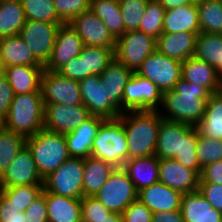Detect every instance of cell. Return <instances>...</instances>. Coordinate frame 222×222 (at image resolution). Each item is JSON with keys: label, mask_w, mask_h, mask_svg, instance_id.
<instances>
[{"label": "cell", "mask_w": 222, "mask_h": 222, "mask_svg": "<svg viewBox=\"0 0 222 222\" xmlns=\"http://www.w3.org/2000/svg\"><path fill=\"white\" fill-rule=\"evenodd\" d=\"M198 131L194 126L173 120L161 119L155 156L159 159H175L199 176L202 168L197 160Z\"/></svg>", "instance_id": "1"}, {"label": "cell", "mask_w": 222, "mask_h": 222, "mask_svg": "<svg viewBox=\"0 0 222 222\" xmlns=\"http://www.w3.org/2000/svg\"><path fill=\"white\" fill-rule=\"evenodd\" d=\"M212 93L205 87L181 78L173 90L162 93V118L196 126L204 117Z\"/></svg>", "instance_id": "2"}, {"label": "cell", "mask_w": 222, "mask_h": 222, "mask_svg": "<svg viewBox=\"0 0 222 222\" xmlns=\"http://www.w3.org/2000/svg\"><path fill=\"white\" fill-rule=\"evenodd\" d=\"M123 122L128 142V159L155 154L162 116L158 110L124 111Z\"/></svg>", "instance_id": "3"}, {"label": "cell", "mask_w": 222, "mask_h": 222, "mask_svg": "<svg viewBox=\"0 0 222 222\" xmlns=\"http://www.w3.org/2000/svg\"><path fill=\"white\" fill-rule=\"evenodd\" d=\"M44 101L41 91L15 95L4 127L15 133L30 137L43 129Z\"/></svg>", "instance_id": "4"}, {"label": "cell", "mask_w": 222, "mask_h": 222, "mask_svg": "<svg viewBox=\"0 0 222 222\" xmlns=\"http://www.w3.org/2000/svg\"><path fill=\"white\" fill-rule=\"evenodd\" d=\"M26 146L30 149L43 180L71 157L64 134L45 129L27 137Z\"/></svg>", "instance_id": "5"}, {"label": "cell", "mask_w": 222, "mask_h": 222, "mask_svg": "<svg viewBox=\"0 0 222 222\" xmlns=\"http://www.w3.org/2000/svg\"><path fill=\"white\" fill-rule=\"evenodd\" d=\"M90 157L101 159L122 168L128 160V142L123 122L119 117L106 118L93 140Z\"/></svg>", "instance_id": "6"}, {"label": "cell", "mask_w": 222, "mask_h": 222, "mask_svg": "<svg viewBox=\"0 0 222 222\" xmlns=\"http://www.w3.org/2000/svg\"><path fill=\"white\" fill-rule=\"evenodd\" d=\"M83 158H68L59 168L44 179L43 188L52 194L82 199L83 177H84Z\"/></svg>", "instance_id": "7"}, {"label": "cell", "mask_w": 222, "mask_h": 222, "mask_svg": "<svg viewBox=\"0 0 222 222\" xmlns=\"http://www.w3.org/2000/svg\"><path fill=\"white\" fill-rule=\"evenodd\" d=\"M157 39L139 30L126 31L116 39L114 58L136 72L143 61L156 50Z\"/></svg>", "instance_id": "8"}, {"label": "cell", "mask_w": 222, "mask_h": 222, "mask_svg": "<svg viewBox=\"0 0 222 222\" xmlns=\"http://www.w3.org/2000/svg\"><path fill=\"white\" fill-rule=\"evenodd\" d=\"M138 192L123 168H115L108 180L94 195L109 211L122 212L137 200Z\"/></svg>", "instance_id": "9"}, {"label": "cell", "mask_w": 222, "mask_h": 222, "mask_svg": "<svg viewBox=\"0 0 222 222\" xmlns=\"http://www.w3.org/2000/svg\"><path fill=\"white\" fill-rule=\"evenodd\" d=\"M136 73L149 79L164 93L173 90L181 79L182 62L155 50L143 61Z\"/></svg>", "instance_id": "10"}, {"label": "cell", "mask_w": 222, "mask_h": 222, "mask_svg": "<svg viewBox=\"0 0 222 222\" xmlns=\"http://www.w3.org/2000/svg\"><path fill=\"white\" fill-rule=\"evenodd\" d=\"M162 92L149 79L133 73L123 92V111L160 110Z\"/></svg>", "instance_id": "11"}, {"label": "cell", "mask_w": 222, "mask_h": 222, "mask_svg": "<svg viewBox=\"0 0 222 222\" xmlns=\"http://www.w3.org/2000/svg\"><path fill=\"white\" fill-rule=\"evenodd\" d=\"M41 93L44 104H83L79 81L63 77L58 72L44 70L41 78Z\"/></svg>", "instance_id": "12"}, {"label": "cell", "mask_w": 222, "mask_h": 222, "mask_svg": "<svg viewBox=\"0 0 222 222\" xmlns=\"http://www.w3.org/2000/svg\"><path fill=\"white\" fill-rule=\"evenodd\" d=\"M64 23L26 20L19 36L26 42L34 56L45 65L50 58L59 26Z\"/></svg>", "instance_id": "13"}, {"label": "cell", "mask_w": 222, "mask_h": 222, "mask_svg": "<svg viewBox=\"0 0 222 222\" xmlns=\"http://www.w3.org/2000/svg\"><path fill=\"white\" fill-rule=\"evenodd\" d=\"M91 116L83 105L44 104L43 129L60 134L74 131L83 121Z\"/></svg>", "instance_id": "14"}, {"label": "cell", "mask_w": 222, "mask_h": 222, "mask_svg": "<svg viewBox=\"0 0 222 222\" xmlns=\"http://www.w3.org/2000/svg\"><path fill=\"white\" fill-rule=\"evenodd\" d=\"M69 24L80 36L84 46L115 48L116 39L91 10L76 16Z\"/></svg>", "instance_id": "15"}, {"label": "cell", "mask_w": 222, "mask_h": 222, "mask_svg": "<svg viewBox=\"0 0 222 222\" xmlns=\"http://www.w3.org/2000/svg\"><path fill=\"white\" fill-rule=\"evenodd\" d=\"M30 149L25 146L0 177V187L43 184Z\"/></svg>", "instance_id": "16"}, {"label": "cell", "mask_w": 222, "mask_h": 222, "mask_svg": "<svg viewBox=\"0 0 222 222\" xmlns=\"http://www.w3.org/2000/svg\"><path fill=\"white\" fill-rule=\"evenodd\" d=\"M83 46L82 39L72 26L69 23L61 24L50 58L44 65V69L57 72L73 57L78 56Z\"/></svg>", "instance_id": "17"}, {"label": "cell", "mask_w": 222, "mask_h": 222, "mask_svg": "<svg viewBox=\"0 0 222 222\" xmlns=\"http://www.w3.org/2000/svg\"><path fill=\"white\" fill-rule=\"evenodd\" d=\"M200 176L175 159L159 160V182L182 193L198 191Z\"/></svg>", "instance_id": "18"}, {"label": "cell", "mask_w": 222, "mask_h": 222, "mask_svg": "<svg viewBox=\"0 0 222 222\" xmlns=\"http://www.w3.org/2000/svg\"><path fill=\"white\" fill-rule=\"evenodd\" d=\"M133 71L115 58L101 73V85L107 92V103L119 114L123 111V92L127 82L133 75Z\"/></svg>", "instance_id": "19"}, {"label": "cell", "mask_w": 222, "mask_h": 222, "mask_svg": "<svg viewBox=\"0 0 222 222\" xmlns=\"http://www.w3.org/2000/svg\"><path fill=\"white\" fill-rule=\"evenodd\" d=\"M79 88L83 105L91 115L103 118H116L120 115L107 103L105 86L101 85L99 75L89 76L79 81Z\"/></svg>", "instance_id": "20"}, {"label": "cell", "mask_w": 222, "mask_h": 222, "mask_svg": "<svg viewBox=\"0 0 222 222\" xmlns=\"http://www.w3.org/2000/svg\"><path fill=\"white\" fill-rule=\"evenodd\" d=\"M105 119L100 116L91 115L74 131L64 134L71 157L83 159L90 157L93 140Z\"/></svg>", "instance_id": "21"}, {"label": "cell", "mask_w": 222, "mask_h": 222, "mask_svg": "<svg viewBox=\"0 0 222 222\" xmlns=\"http://www.w3.org/2000/svg\"><path fill=\"white\" fill-rule=\"evenodd\" d=\"M182 196V193L157 182L138 191L137 199L156 213L180 210Z\"/></svg>", "instance_id": "22"}, {"label": "cell", "mask_w": 222, "mask_h": 222, "mask_svg": "<svg viewBox=\"0 0 222 222\" xmlns=\"http://www.w3.org/2000/svg\"><path fill=\"white\" fill-rule=\"evenodd\" d=\"M44 65H19L6 67L4 76L15 95L41 91Z\"/></svg>", "instance_id": "23"}, {"label": "cell", "mask_w": 222, "mask_h": 222, "mask_svg": "<svg viewBox=\"0 0 222 222\" xmlns=\"http://www.w3.org/2000/svg\"><path fill=\"white\" fill-rule=\"evenodd\" d=\"M193 32L200 33V24L196 2L165 10L163 34Z\"/></svg>", "instance_id": "24"}, {"label": "cell", "mask_w": 222, "mask_h": 222, "mask_svg": "<svg viewBox=\"0 0 222 222\" xmlns=\"http://www.w3.org/2000/svg\"><path fill=\"white\" fill-rule=\"evenodd\" d=\"M181 78L207 88L212 94L222 91V82L218 78L216 69L195 56L182 62Z\"/></svg>", "instance_id": "25"}, {"label": "cell", "mask_w": 222, "mask_h": 222, "mask_svg": "<svg viewBox=\"0 0 222 222\" xmlns=\"http://www.w3.org/2000/svg\"><path fill=\"white\" fill-rule=\"evenodd\" d=\"M197 34L193 32H179L162 34L157 38L156 50L169 58L185 61L194 56Z\"/></svg>", "instance_id": "26"}, {"label": "cell", "mask_w": 222, "mask_h": 222, "mask_svg": "<svg viewBox=\"0 0 222 222\" xmlns=\"http://www.w3.org/2000/svg\"><path fill=\"white\" fill-rule=\"evenodd\" d=\"M122 168L137 192L159 182V159L155 155L128 159Z\"/></svg>", "instance_id": "27"}, {"label": "cell", "mask_w": 222, "mask_h": 222, "mask_svg": "<svg viewBox=\"0 0 222 222\" xmlns=\"http://www.w3.org/2000/svg\"><path fill=\"white\" fill-rule=\"evenodd\" d=\"M180 210L185 222H222V212L214 209L199 190L183 194Z\"/></svg>", "instance_id": "28"}, {"label": "cell", "mask_w": 222, "mask_h": 222, "mask_svg": "<svg viewBox=\"0 0 222 222\" xmlns=\"http://www.w3.org/2000/svg\"><path fill=\"white\" fill-rule=\"evenodd\" d=\"M48 222H82V199L49 193L45 190Z\"/></svg>", "instance_id": "29"}, {"label": "cell", "mask_w": 222, "mask_h": 222, "mask_svg": "<svg viewBox=\"0 0 222 222\" xmlns=\"http://www.w3.org/2000/svg\"><path fill=\"white\" fill-rule=\"evenodd\" d=\"M0 51L6 67L43 65L19 35L0 38Z\"/></svg>", "instance_id": "30"}, {"label": "cell", "mask_w": 222, "mask_h": 222, "mask_svg": "<svg viewBox=\"0 0 222 222\" xmlns=\"http://www.w3.org/2000/svg\"><path fill=\"white\" fill-rule=\"evenodd\" d=\"M194 56L214 67L222 82V34L200 32L196 38Z\"/></svg>", "instance_id": "31"}, {"label": "cell", "mask_w": 222, "mask_h": 222, "mask_svg": "<svg viewBox=\"0 0 222 222\" xmlns=\"http://www.w3.org/2000/svg\"><path fill=\"white\" fill-rule=\"evenodd\" d=\"M195 128L200 135L222 140V91L211 95L206 103L204 117Z\"/></svg>", "instance_id": "32"}, {"label": "cell", "mask_w": 222, "mask_h": 222, "mask_svg": "<svg viewBox=\"0 0 222 222\" xmlns=\"http://www.w3.org/2000/svg\"><path fill=\"white\" fill-rule=\"evenodd\" d=\"M115 167L101 159L88 157L84 164L83 194L94 196L108 180Z\"/></svg>", "instance_id": "33"}, {"label": "cell", "mask_w": 222, "mask_h": 222, "mask_svg": "<svg viewBox=\"0 0 222 222\" xmlns=\"http://www.w3.org/2000/svg\"><path fill=\"white\" fill-rule=\"evenodd\" d=\"M90 10L104 22L115 39L125 33L119 0H91Z\"/></svg>", "instance_id": "34"}, {"label": "cell", "mask_w": 222, "mask_h": 222, "mask_svg": "<svg viewBox=\"0 0 222 222\" xmlns=\"http://www.w3.org/2000/svg\"><path fill=\"white\" fill-rule=\"evenodd\" d=\"M25 22L21 0L0 2V38L19 35Z\"/></svg>", "instance_id": "35"}, {"label": "cell", "mask_w": 222, "mask_h": 222, "mask_svg": "<svg viewBox=\"0 0 222 222\" xmlns=\"http://www.w3.org/2000/svg\"><path fill=\"white\" fill-rule=\"evenodd\" d=\"M115 48L83 46L79 56L83 59L84 79L92 75H101L114 59Z\"/></svg>", "instance_id": "36"}, {"label": "cell", "mask_w": 222, "mask_h": 222, "mask_svg": "<svg viewBox=\"0 0 222 222\" xmlns=\"http://www.w3.org/2000/svg\"><path fill=\"white\" fill-rule=\"evenodd\" d=\"M200 32L222 34V3L219 0H198Z\"/></svg>", "instance_id": "37"}, {"label": "cell", "mask_w": 222, "mask_h": 222, "mask_svg": "<svg viewBox=\"0 0 222 222\" xmlns=\"http://www.w3.org/2000/svg\"><path fill=\"white\" fill-rule=\"evenodd\" d=\"M26 146V137L6 129H0V177L5 173L18 152Z\"/></svg>", "instance_id": "38"}, {"label": "cell", "mask_w": 222, "mask_h": 222, "mask_svg": "<svg viewBox=\"0 0 222 222\" xmlns=\"http://www.w3.org/2000/svg\"><path fill=\"white\" fill-rule=\"evenodd\" d=\"M26 20L64 23L56 13L53 0H21Z\"/></svg>", "instance_id": "39"}, {"label": "cell", "mask_w": 222, "mask_h": 222, "mask_svg": "<svg viewBox=\"0 0 222 222\" xmlns=\"http://www.w3.org/2000/svg\"><path fill=\"white\" fill-rule=\"evenodd\" d=\"M43 184L21 185L14 187H0V192L18 207V210L25 211L27 207L42 193Z\"/></svg>", "instance_id": "40"}, {"label": "cell", "mask_w": 222, "mask_h": 222, "mask_svg": "<svg viewBox=\"0 0 222 222\" xmlns=\"http://www.w3.org/2000/svg\"><path fill=\"white\" fill-rule=\"evenodd\" d=\"M165 8L158 0L148 1L144 15L139 26V31L157 39L163 34V20Z\"/></svg>", "instance_id": "41"}, {"label": "cell", "mask_w": 222, "mask_h": 222, "mask_svg": "<svg viewBox=\"0 0 222 222\" xmlns=\"http://www.w3.org/2000/svg\"><path fill=\"white\" fill-rule=\"evenodd\" d=\"M148 0H119L125 32L139 30Z\"/></svg>", "instance_id": "42"}, {"label": "cell", "mask_w": 222, "mask_h": 222, "mask_svg": "<svg viewBox=\"0 0 222 222\" xmlns=\"http://www.w3.org/2000/svg\"><path fill=\"white\" fill-rule=\"evenodd\" d=\"M196 156L201 168L222 160V140L208 138L198 133Z\"/></svg>", "instance_id": "43"}, {"label": "cell", "mask_w": 222, "mask_h": 222, "mask_svg": "<svg viewBox=\"0 0 222 222\" xmlns=\"http://www.w3.org/2000/svg\"><path fill=\"white\" fill-rule=\"evenodd\" d=\"M58 17L69 23L76 16L90 10L91 0H53Z\"/></svg>", "instance_id": "44"}, {"label": "cell", "mask_w": 222, "mask_h": 222, "mask_svg": "<svg viewBox=\"0 0 222 222\" xmlns=\"http://www.w3.org/2000/svg\"><path fill=\"white\" fill-rule=\"evenodd\" d=\"M112 212L94 196H85L81 202L82 222H101Z\"/></svg>", "instance_id": "45"}, {"label": "cell", "mask_w": 222, "mask_h": 222, "mask_svg": "<svg viewBox=\"0 0 222 222\" xmlns=\"http://www.w3.org/2000/svg\"><path fill=\"white\" fill-rule=\"evenodd\" d=\"M153 212L138 199L132 202L123 212V222H152Z\"/></svg>", "instance_id": "46"}, {"label": "cell", "mask_w": 222, "mask_h": 222, "mask_svg": "<svg viewBox=\"0 0 222 222\" xmlns=\"http://www.w3.org/2000/svg\"><path fill=\"white\" fill-rule=\"evenodd\" d=\"M26 222H48L45 189L24 211Z\"/></svg>", "instance_id": "47"}, {"label": "cell", "mask_w": 222, "mask_h": 222, "mask_svg": "<svg viewBox=\"0 0 222 222\" xmlns=\"http://www.w3.org/2000/svg\"><path fill=\"white\" fill-rule=\"evenodd\" d=\"M198 190L214 209L222 212V185L199 182Z\"/></svg>", "instance_id": "48"}, {"label": "cell", "mask_w": 222, "mask_h": 222, "mask_svg": "<svg viewBox=\"0 0 222 222\" xmlns=\"http://www.w3.org/2000/svg\"><path fill=\"white\" fill-rule=\"evenodd\" d=\"M0 222H26L23 211L18 210L14 204L0 192Z\"/></svg>", "instance_id": "49"}, {"label": "cell", "mask_w": 222, "mask_h": 222, "mask_svg": "<svg viewBox=\"0 0 222 222\" xmlns=\"http://www.w3.org/2000/svg\"><path fill=\"white\" fill-rule=\"evenodd\" d=\"M63 77L71 80L81 81L84 79L83 59L78 55L73 57L68 63L62 66L58 71Z\"/></svg>", "instance_id": "50"}, {"label": "cell", "mask_w": 222, "mask_h": 222, "mask_svg": "<svg viewBox=\"0 0 222 222\" xmlns=\"http://www.w3.org/2000/svg\"><path fill=\"white\" fill-rule=\"evenodd\" d=\"M15 94L4 75L0 76V115L5 118Z\"/></svg>", "instance_id": "51"}, {"label": "cell", "mask_w": 222, "mask_h": 222, "mask_svg": "<svg viewBox=\"0 0 222 222\" xmlns=\"http://www.w3.org/2000/svg\"><path fill=\"white\" fill-rule=\"evenodd\" d=\"M199 182H211L222 185V160L202 168Z\"/></svg>", "instance_id": "52"}, {"label": "cell", "mask_w": 222, "mask_h": 222, "mask_svg": "<svg viewBox=\"0 0 222 222\" xmlns=\"http://www.w3.org/2000/svg\"><path fill=\"white\" fill-rule=\"evenodd\" d=\"M152 222H185L181 210L156 212L152 214Z\"/></svg>", "instance_id": "53"}, {"label": "cell", "mask_w": 222, "mask_h": 222, "mask_svg": "<svg viewBox=\"0 0 222 222\" xmlns=\"http://www.w3.org/2000/svg\"><path fill=\"white\" fill-rule=\"evenodd\" d=\"M165 10H170L186 4H191L193 0H158Z\"/></svg>", "instance_id": "54"}, {"label": "cell", "mask_w": 222, "mask_h": 222, "mask_svg": "<svg viewBox=\"0 0 222 222\" xmlns=\"http://www.w3.org/2000/svg\"><path fill=\"white\" fill-rule=\"evenodd\" d=\"M101 222H123L122 214L112 212L107 218Z\"/></svg>", "instance_id": "55"}, {"label": "cell", "mask_w": 222, "mask_h": 222, "mask_svg": "<svg viewBox=\"0 0 222 222\" xmlns=\"http://www.w3.org/2000/svg\"><path fill=\"white\" fill-rule=\"evenodd\" d=\"M5 68H6V66L4 64L3 57H2V54L0 51V76L4 75Z\"/></svg>", "instance_id": "56"}, {"label": "cell", "mask_w": 222, "mask_h": 222, "mask_svg": "<svg viewBox=\"0 0 222 222\" xmlns=\"http://www.w3.org/2000/svg\"><path fill=\"white\" fill-rule=\"evenodd\" d=\"M4 127V118L0 115V129Z\"/></svg>", "instance_id": "57"}]
</instances>
